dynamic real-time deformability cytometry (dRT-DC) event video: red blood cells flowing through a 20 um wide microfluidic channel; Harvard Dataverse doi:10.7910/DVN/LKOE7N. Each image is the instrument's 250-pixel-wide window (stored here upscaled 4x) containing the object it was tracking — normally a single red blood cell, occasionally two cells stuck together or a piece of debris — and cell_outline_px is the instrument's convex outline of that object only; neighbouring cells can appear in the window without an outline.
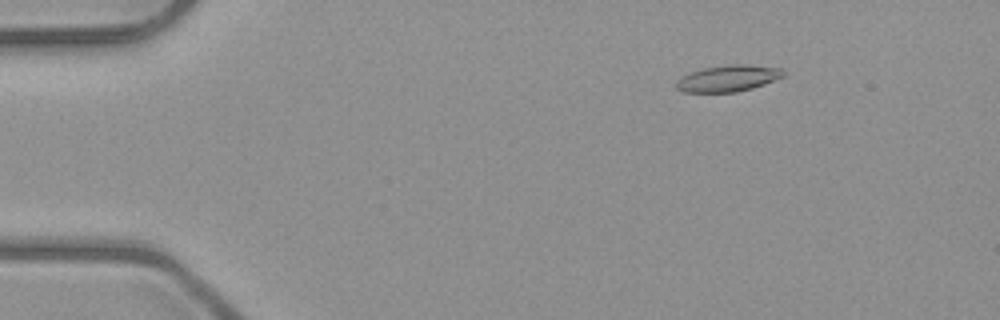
{"species": "common noctule bat (a hibernating species)", "species_latin": "Nyctalus noctula", "temperature_condition": "room temperature", "stored_images_in_passage": 6, "camera_frame_rate_fps": 3000, "um_per_image_px": 0.085, "animal": {"sex": "male", "body_mass_g": 23.1, "forearm_length_mm": 52.7}, "frame": {"image": 1, "passage_image": 3, "time_ms": 2.333, "image_size_px": [1000, 320], "cell_outline_px": [[784, 76], [764, 84], [752, 88], [736, 92], [680, 92], [676, 88], [676, 80], [680, 76], [700, 68], [728, 64], [744, 64], [780, 68], [784, 72]], "centroid_in_image_um": [61.82, 6.65], "position_along_channel_um": 23.2, "area_um2": 16.65}}
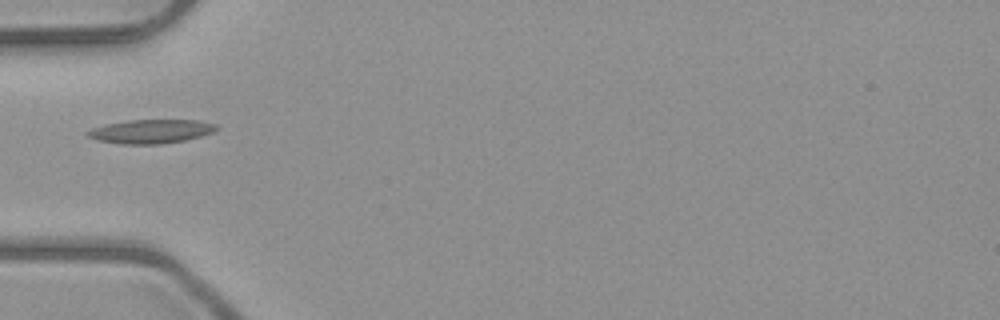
{"frame": {"image": 2, "passage_image": 6, "time_ms": 5.667, "image_size_px": [1000, 320], "cell_outline_px": [[220, 128], [212, 132], [200, 136], [184, 140], [160, 144], [124, 144], [96, 140], [88, 136], [84, 132], [92, 128], [104, 124], [128, 120], [200, 120], [216, 124]], "centroid_in_image_um": [12.81, 11.16], "position_along_channel_um": 72.2, "area_um2": 17.98}}